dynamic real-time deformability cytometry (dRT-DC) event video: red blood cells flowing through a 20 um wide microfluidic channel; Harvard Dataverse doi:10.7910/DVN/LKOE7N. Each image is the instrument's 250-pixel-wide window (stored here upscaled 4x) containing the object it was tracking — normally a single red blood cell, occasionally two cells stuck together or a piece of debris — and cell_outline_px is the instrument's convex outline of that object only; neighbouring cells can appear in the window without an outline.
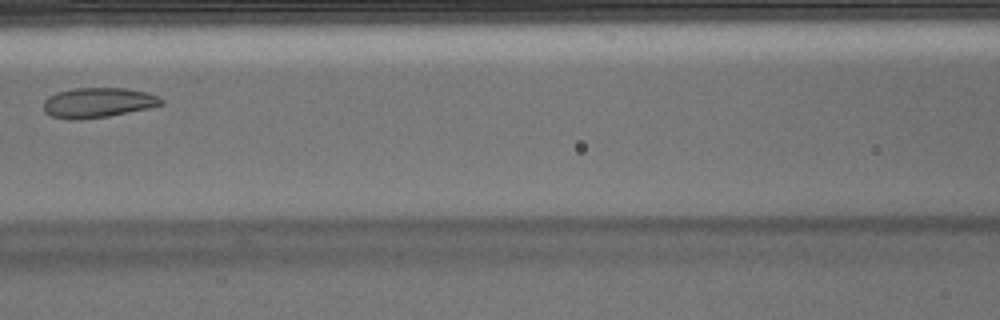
{"species": "Egyptian fruit bat (a non-hibernating species)", "species_latin": "Rousettus aegyptiacus", "temperature_condition": "warm", "stored_images_in_passage": 5, "camera_frame_rate_fps": 3000, "um_per_image_px": 0.085, "animal": {"sex": "male"}, "frame": {"image": 1, "passage_image": 5, "time_ms": 1.333, "image_size_px": [1000, 320], "cell_outline_px": [[164, 104], [148, 108], [108, 116], [52, 116], [44, 112], [44, 100], [48, 96], [56, 92], [76, 88], [128, 88], [148, 92], [164, 100]], "centroid_in_image_um": [8.4, 8.66], "position_along_channel_um": 158.2, "area_um2": 19.71}}